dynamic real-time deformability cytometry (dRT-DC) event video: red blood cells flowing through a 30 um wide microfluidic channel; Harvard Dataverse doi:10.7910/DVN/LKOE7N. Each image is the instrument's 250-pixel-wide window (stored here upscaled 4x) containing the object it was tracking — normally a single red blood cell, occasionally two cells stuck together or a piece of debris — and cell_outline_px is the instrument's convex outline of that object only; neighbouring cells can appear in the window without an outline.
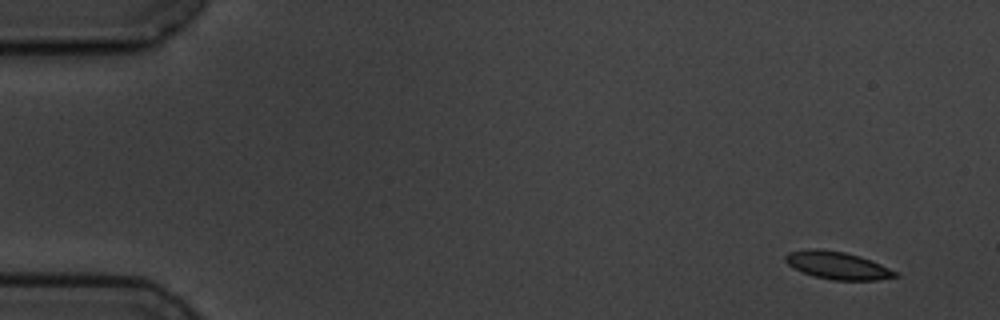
{"species": "common noctule bat (a hibernating species)", "species_latin": "Nyctalus noctula", "temperature_condition": "cold", "stored_images_in_passage": 4, "camera_frame_rate_fps": 3000, "um_per_image_px": 0.085, "animal": {"sex": "male", "body_mass_g": 19.5, "forearm_length_mm": 54.6}, "frame": {"image": 1, "passage_image": 1, "time_ms": 0.0, "image_size_px": [1000, 320], "cell_outline_px": [[900, 276], [876, 280], [832, 280], [816, 276], [804, 272], [788, 264], [784, 260], [784, 256], [788, 252], [808, 248], [816, 248], [844, 252], [860, 256], [872, 260], [900, 272]], "centroid_in_image_um": [71.24, 22.55], "position_along_channel_um": 13.8, "area_um2": 17.74}}
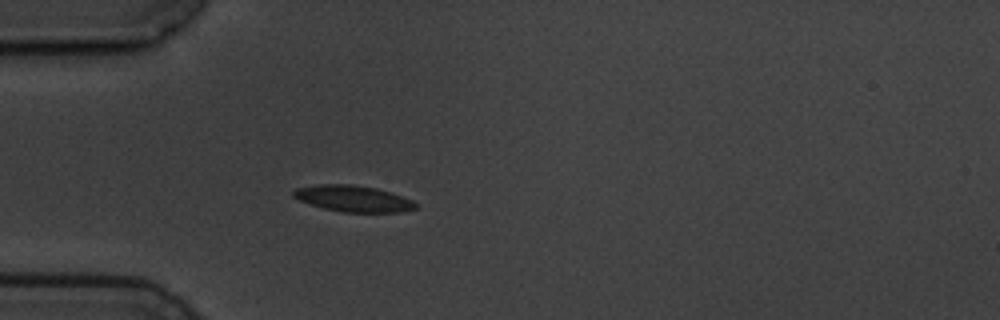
{"frame": {"image": 2, "passage_image": 4, "time_ms": 4.333, "image_size_px": [1000, 320], "cell_outline_px": [[416, 208], [400, 212], [344, 212], [324, 208], [300, 200], [292, 196], [292, 192], [296, 188], [320, 184], [348, 184], [376, 188], [412, 200], [416, 204]], "centroid_in_image_um": [30.0, 16.88], "position_along_channel_um": 55.0, "area_um2": 18.32}}